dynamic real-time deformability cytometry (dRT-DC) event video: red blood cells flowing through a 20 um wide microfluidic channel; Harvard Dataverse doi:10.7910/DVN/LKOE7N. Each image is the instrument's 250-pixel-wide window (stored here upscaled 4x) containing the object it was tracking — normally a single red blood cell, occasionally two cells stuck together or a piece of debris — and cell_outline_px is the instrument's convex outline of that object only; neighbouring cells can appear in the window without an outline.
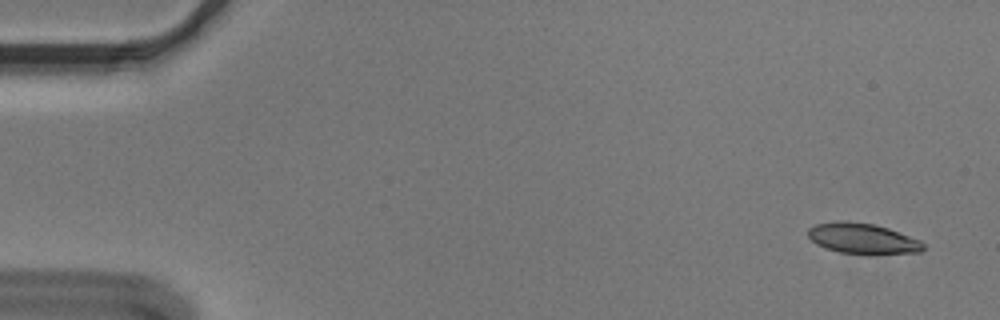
{"species": "Egyptian fruit bat (a non-hibernating species)", "species_latin": "Rousettus aegyptiacus", "temperature_condition": "cold", "stored_images_in_passage": 56, "camera_frame_rate_fps": 3000, "um_per_image_px": 0.085, "animal": {"sex": "male"}, "frame": {"image": 1, "passage_image": 3, "time_ms": 0.667, "image_size_px": [1000, 320], "cell_outline_px": [[924, 248], [920, 252], [868, 256], [840, 252], [824, 248], [816, 244], [808, 236], [808, 228], [816, 224], [836, 220], [848, 220], [876, 224], [888, 228], [920, 240], [924, 244]], "centroid_in_image_um": [73.32, 20.29], "position_along_channel_um": 11.7, "area_um2": 21.21}}
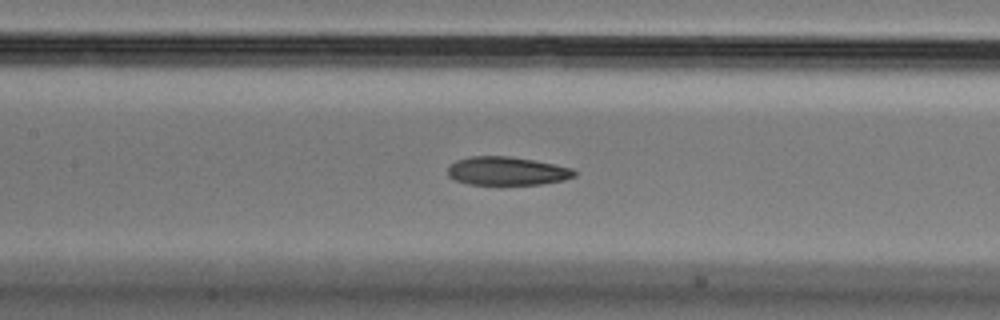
{"frame": {"image": 2, "passage_image": 26, "time_ms": 8.333, "image_size_px": [1000, 320], "cell_outline_px": [[576, 176], [564, 180], [540, 184], [468, 184], [456, 180], [448, 176], [448, 168], [456, 160], [468, 156], [508, 156], [532, 160], [572, 168], [576, 172]], "centroid_in_image_um": [43.08, 14.53], "position_along_channel_um": 164.3, "area_um2": 20.81}}
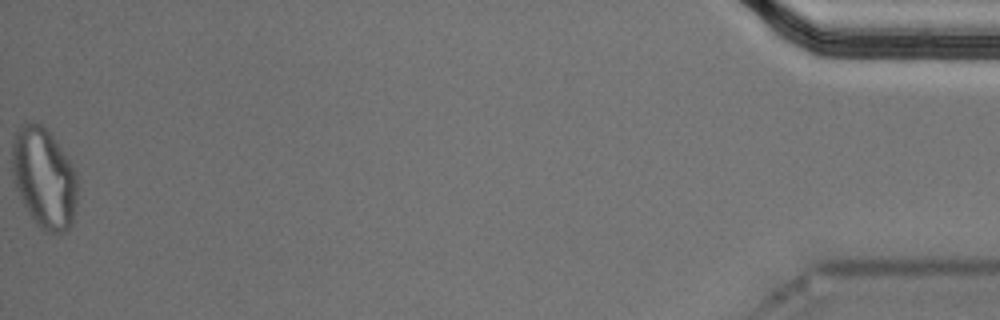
{"frame": {"image": 3, "passage_image": 56, "time_ms": 18.333, "image_size_px": [1000, 320], "cell_outline_px": [[76, 212], [72, 224], [68, 228], [56, 236], [44, 232], [36, 224], [28, 212], [16, 188], [12, 176], [12, 140], [20, 124], [24, 120], [40, 124], [52, 136], [72, 164], [76, 172]], "centroid_in_image_um": [3.73, 15.15], "position_along_channel_um": 431.5, "area_um2": 38.55}, "authors_computed_cell_mechanics": {"area_um2": 22.0218, "velocity_mm_per_s": 3.616, "shape_relaxation_time_tau1_ms": 8.135, "shape_relaxation_time_tau2_ms": 4.5819, "deformation_change_tau1": 0.1844, "deformation_change_tau2": 0.1203}}